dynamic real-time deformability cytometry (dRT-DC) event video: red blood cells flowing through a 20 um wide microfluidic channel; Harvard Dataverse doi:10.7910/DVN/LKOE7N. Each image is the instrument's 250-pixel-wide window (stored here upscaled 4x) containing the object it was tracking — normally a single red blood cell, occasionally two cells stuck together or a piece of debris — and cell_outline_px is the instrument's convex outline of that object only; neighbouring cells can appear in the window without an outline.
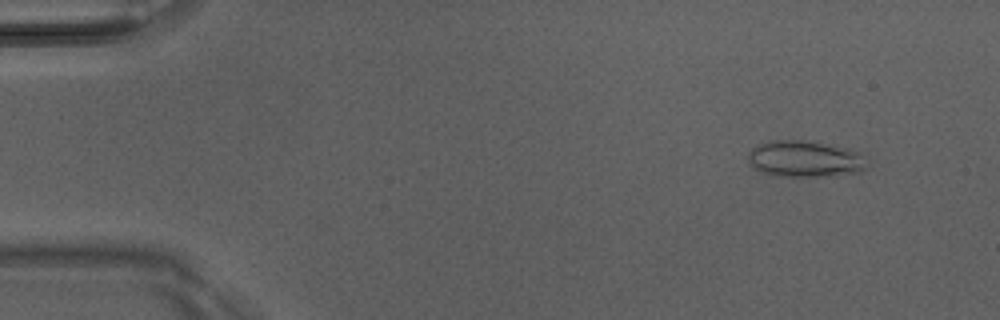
{"species": "Egyptian fruit bat (a non-hibernating species)", "species_latin": "Rousettus aegyptiacus", "temperature_condition": "room temperature", "stored_images_in_passage": 4, "camera_frame_rate_fps": 3000, "um_per_image_px": 0.085, "animal": {"sex": "male"}, "frame": {"image": 1, "passage_image": 2, "time_ms": 0.333, "image_size_px": [1000, 320], "cell_outline_px": [[864, 168], [860, 172], [832, 176], [788, 176], [768, 172], [756, 168], [752, 164], [748, 156], [752, 148], [760, 144], [772, 140], [796, 140], [848, 148], [860, 152], [864, 156]], "centroid_in_image_um": [68.47, 13.5], "position_along_channel_um": 16.5, "area_um2": 24.39}}